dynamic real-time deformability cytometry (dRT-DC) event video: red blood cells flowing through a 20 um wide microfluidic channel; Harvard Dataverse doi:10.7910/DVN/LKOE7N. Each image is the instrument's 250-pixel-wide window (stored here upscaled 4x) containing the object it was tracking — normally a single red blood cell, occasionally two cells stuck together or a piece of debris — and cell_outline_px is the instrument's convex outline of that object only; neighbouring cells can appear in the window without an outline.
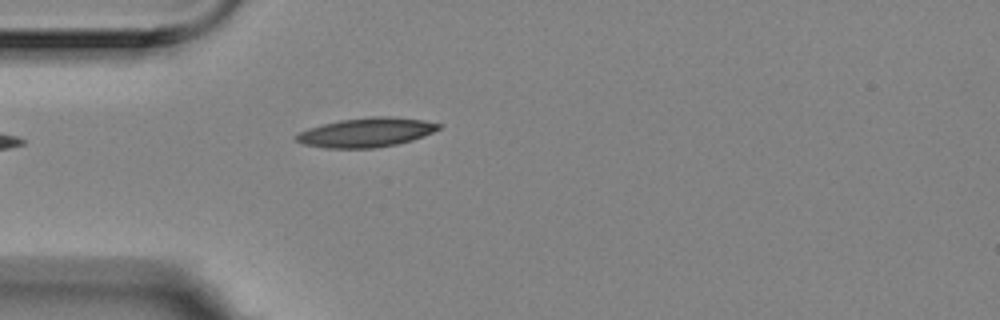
{"species": "Egyptian fruit bat (a non-hibernating species)", "species_latin": "Rousettus aegyptiacus", "temperature_condition": "room temperature", "stored_images_in_passage": 4, "camera_frame_rate_fps": 3000, "um_per_image_px": 0.085, "animal": {"sex": "female"}, "frame": {"image": 1, "passage_image": 4, "time_ms": 1.0, "image_size_px": [1000, 320], "cell_outline_px": [[440, 128], [424, 136], [412, 140], [396, 144], [376, 148], [324, 148], [304, 144], [296, 140], [292, 136], [308, 128], [340, 120], [372, 116], [392, 116], [424, 120], [440, 124]], "centroid_in_image_um": [31.12, 11.25], "position_along_channel_um": 53.9, "area_um2": 24.28}}